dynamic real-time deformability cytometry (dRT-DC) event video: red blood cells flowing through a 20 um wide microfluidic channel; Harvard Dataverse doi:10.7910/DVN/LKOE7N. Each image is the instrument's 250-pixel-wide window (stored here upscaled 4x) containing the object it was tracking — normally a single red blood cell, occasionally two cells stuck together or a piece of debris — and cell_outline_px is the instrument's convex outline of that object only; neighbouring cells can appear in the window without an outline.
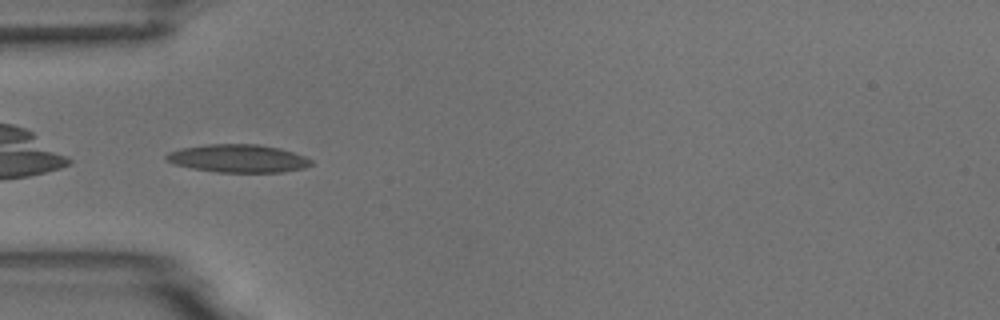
{"species": "common noctule bat (a hibernating species)", "species_latin": "Nyctalus noctula", "temperature_condition": "room temperature", "stored_images_in_passage": 10, "camera_frame_rate_fps": 3000, "um_per_image_px": 0.085, "animal": {"sex": "male", "body_mass_g": 18.8}, "frame": {"image": 1, "passage_image": 5, "time_ms": 5.667, "image_size_px": [1000, 320], "cell_outline_px": [[312, 164], [304, 168], [284, 172], [216, 172], [192, 168], [176, 164], [168, 160], [164, 156], [168, 152], [180, 148], [208, 144], [260, 144], [280, 148], [304, 156], [312, 160]], "centroid_in_image_um": [20.25, 13.46], "position_along_channel_um": 64.7, "area_um2": 23.58}}
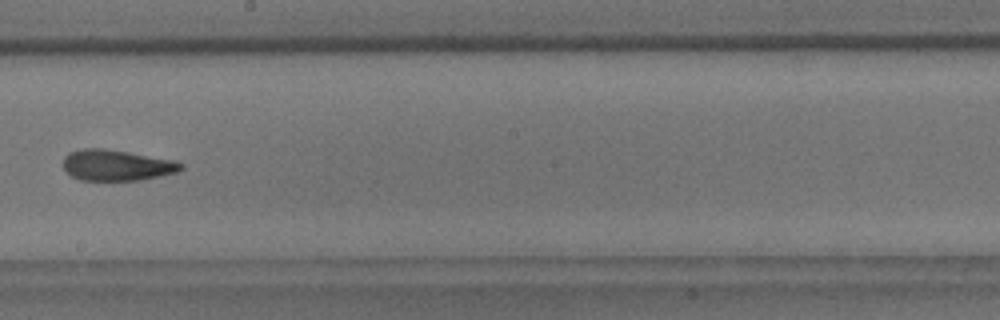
{"frame": {"image": 2, "passage_image": 9, "time_ms": 10.333, "image_size_px": [1000, 320], "cell_outline_px": [[184, 168], [176, 172], [160, 176], [140, 180], [80, 180], [72, 176], [64, 168], [64, 156], [68, 152], [84, 148], [100, 148], [128, 152], [172, 160], [184, 164]], "centroid_in_image_um": [9.9, 14.04], "position_along_channel_um": 238.3, "area_um2": 21.04}}